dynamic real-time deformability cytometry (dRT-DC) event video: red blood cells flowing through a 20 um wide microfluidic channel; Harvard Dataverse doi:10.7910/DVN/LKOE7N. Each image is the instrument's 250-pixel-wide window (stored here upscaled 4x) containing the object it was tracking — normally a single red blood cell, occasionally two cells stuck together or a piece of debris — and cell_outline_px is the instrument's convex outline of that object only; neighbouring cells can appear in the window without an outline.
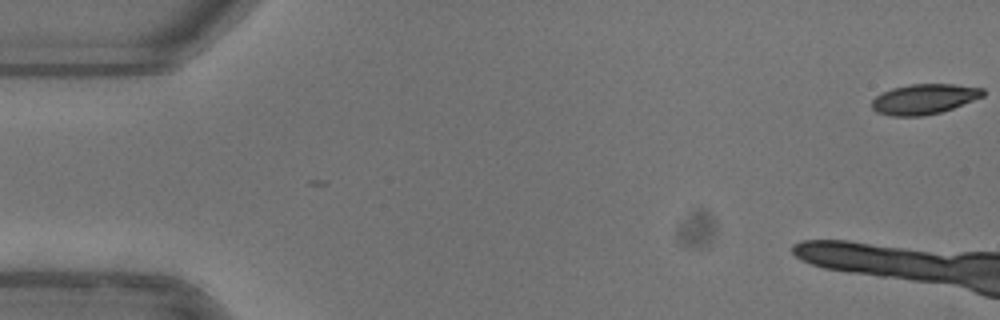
{"species": "common noctule bat (a hibernating species)", "species_latin": "Nyctalus noctula", "temperature_condition": "warm", "stored_images_in_passage": 3, "camera_frame_rate_fps": 3000, "um_per_image_px": 0.085, "animal": {"sex": "female"}, "frame": {"image": 1, "passage_image": 1, "time_ms": 0.0, "image_size_px": [1000, 320], "cell_outline_px": [[984, 96], [952, 108], [940, 112], [920, 116], [892, 116], [876, 112], [872, 108], [872, 100], [876, 96], [892, 88], [912, 84], [952, 84], [984, 88]], "centroid_in_image_um": [78.54, 8.42], "position_along_channel_um": 6.5, "area_um2": 19.36}}